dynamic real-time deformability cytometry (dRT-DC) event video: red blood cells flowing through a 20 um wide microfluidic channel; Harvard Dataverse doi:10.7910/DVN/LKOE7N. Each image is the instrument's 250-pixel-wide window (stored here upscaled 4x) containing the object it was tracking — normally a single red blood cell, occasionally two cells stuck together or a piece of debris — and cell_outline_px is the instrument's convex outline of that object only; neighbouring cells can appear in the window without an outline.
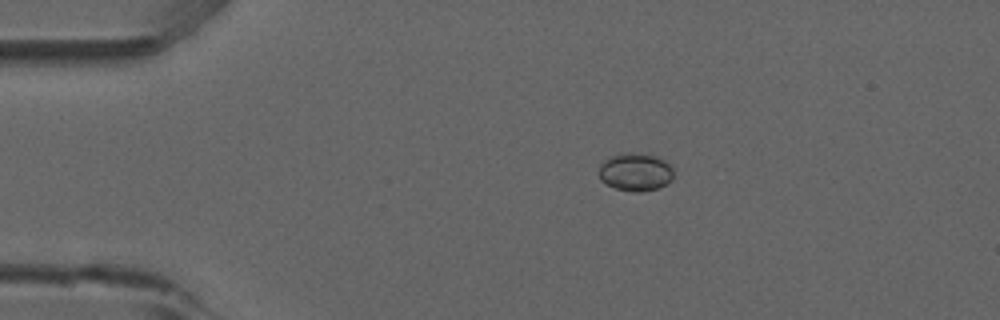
{"species": "common noctule bat (a hibernating species)", "species_latin": "Nyctalus noctula", "temperature_condition": "room temperature", "stored_images_in_passage": 23, "camera_frame_rate_fps": 3000, "um_per_image_px": 0.085, "animal": {"sex": "male", "forearm_length_mm": 52.5}, "frame": {"image": 1, "passage_image": 2, "time_ms": 0.333, "image_size_px": [1000, 320], "cell_outline_px": [[672, 180], [668, 184], [656, 188], [640, 192], [632, 192], [616, 188], [600, 180], [600, 164], [604, 160], [620, 152], [636, 152], [656, 156], [664, 160], [672, 168]], "centroid_in_image_um": [54.01, 14.6], "position_along_channel_um": 31.0, "area_um2": 16.53}}
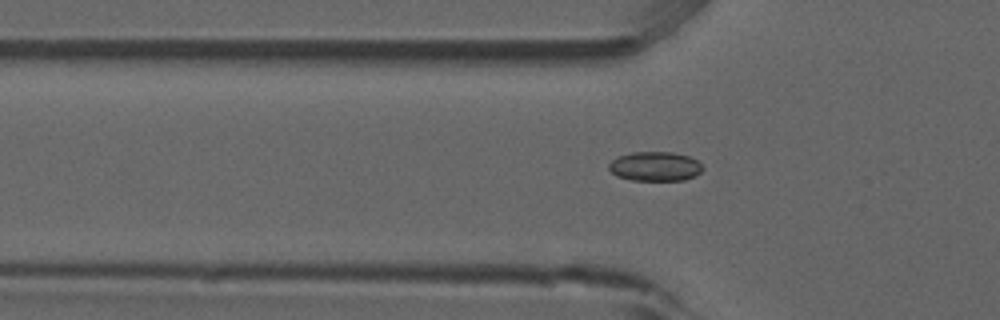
{"frame": {"image": 2, "passage_image": 9, "time_ms": 2.667, "image_size_px": [1000, 320], "cell_outline_px": [[704, 168], [696, 176], [684, 180], [632, 180], [616, 176], [608, 168], [608, 164], [616, 156], [632, 152], [672, 152], [688, 156], [696, 160]], "centroid_in_image_um": [55.66, 14.14], "position_along_channel_um": 70.1, "area_um2": 16.13}}
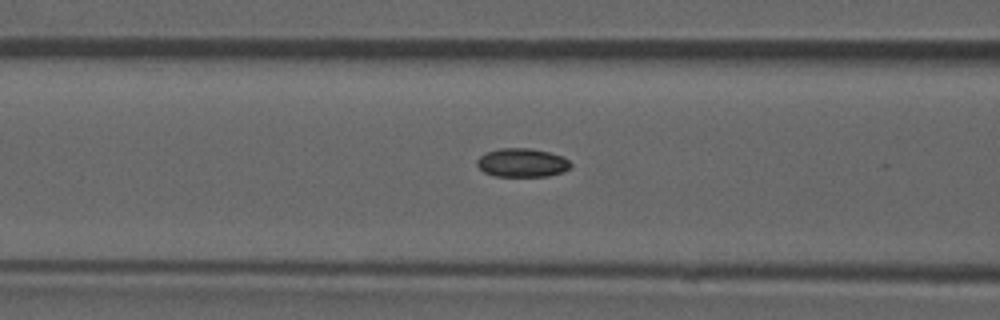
{"frame": {"image": 3, "passage_image": 13, "time_ms": 4.0, "image_size_px": [1000, 320], "cell_outline_px": [[572, 164], [564, 172], [548, 176], [496, 176], [484, 172], [476, 164], [476, 160], [480, 156], [488, 152], [500, 148], [532, 148], [548, 152], [560, 156], [568, 160]], "centroid_in_image_um": [44.37, 13.83], "position_along_channel_um": 122.2, "area_um2": 15.55}}